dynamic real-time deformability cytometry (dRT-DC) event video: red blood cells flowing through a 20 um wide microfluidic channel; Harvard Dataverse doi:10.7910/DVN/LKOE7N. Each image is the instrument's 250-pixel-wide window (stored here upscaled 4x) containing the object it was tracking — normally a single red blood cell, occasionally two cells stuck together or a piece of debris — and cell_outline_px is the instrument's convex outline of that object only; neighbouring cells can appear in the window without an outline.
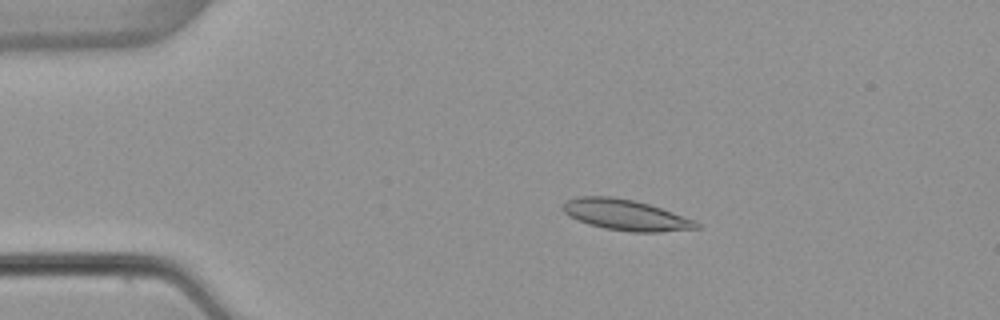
{"species": "common noctule bat (a hibernating species)", "species_latin": "Nyctalus noctula", "temperature_condition": "warm", "stored_images_in_passage": 52, "camera_frame_rate_fps": 3000, "um_per_image_px": 0.085, "animal": {"sex": "female", "body_mass_g": 22.7, "forearm_length_mm": 54.2}, "frame": {"image": 1, "passage_image": 10, "time_ms": 3.0, "image_size_px": [1000, 320], "cell_outline_px": [[700, 228], [660, 232], [632, 232], [604, 228], [588, 224], [568, 216], [564, 212], [564, 204], [568, 200], [580, 196], [612, 196], [632, 200], [648, 204], [672, 212], [692, 220], [700, 224]], "centroid_in_image_um": [53.16, 18.27], "position_along_channel_um": 31.8, "area_um2": 23.64}}
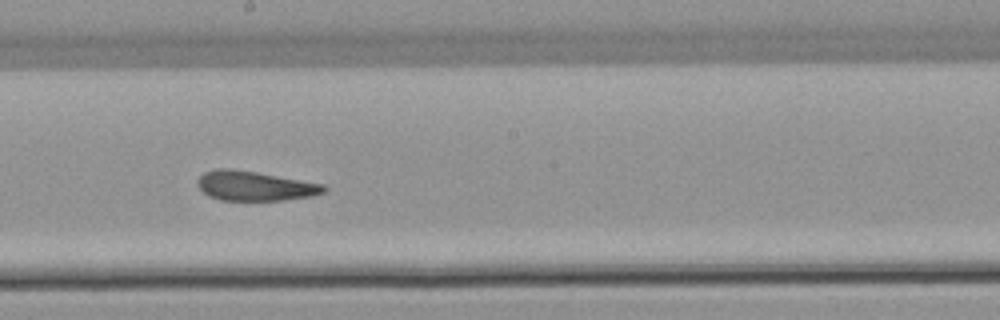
{"frame": {"image": 2, "passage_image": 29, "time_ms": 9.333, "image_size_px": [1000, 320], "cell_outline_px": [[328, 188], [324, 192], [312, 196], [284, 200], [220, 200], [208, 196], [196, 184], [196, 180], [204, 172], [216, 168], [228, 168], [256, 172], [324, 184]], "centroid_in_image_um": [21.64, 15.8], "position_along_channel_um": 226.6, "area_um2": 21.79}}
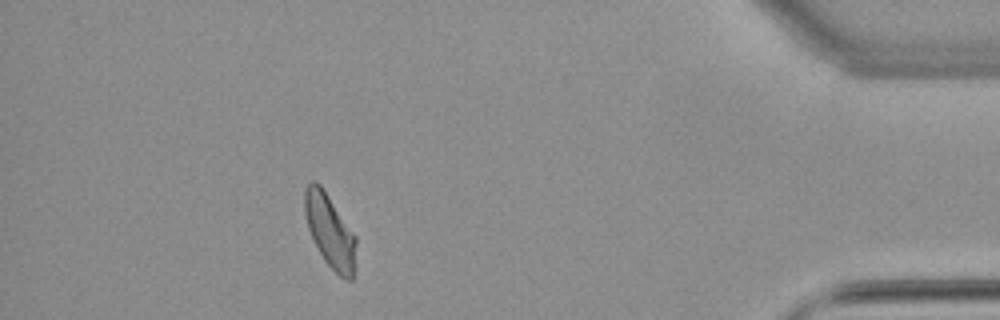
{"frame": {"image": 3, "passage_image": 47, "time_ms": 15.333, "image_size_px": [1000, 320], "cell_outline_px": [[356, 268], [352, 280], [344, 280], [324, 260], [308, 228], [304, 212], [304, 192], [308, 184], [312, 180], [316, 180], [320, 184], [356, 236]], "centroid_in_image_um": [28.07, 19.65], "position_along_channel_um": 407.1, "area_um2": 21.91}, "authors_computed_cell_mechanics": {"area_um2": 22.3397, "velocity_mm_per_s": 3.873, "shape_relaxation_time_tau1_ms": null, "shape_relaxation_time_tau2_ms": 3.4776, "deformation_change_tau1": null, "deformation_change_tau2": 0.1055}}